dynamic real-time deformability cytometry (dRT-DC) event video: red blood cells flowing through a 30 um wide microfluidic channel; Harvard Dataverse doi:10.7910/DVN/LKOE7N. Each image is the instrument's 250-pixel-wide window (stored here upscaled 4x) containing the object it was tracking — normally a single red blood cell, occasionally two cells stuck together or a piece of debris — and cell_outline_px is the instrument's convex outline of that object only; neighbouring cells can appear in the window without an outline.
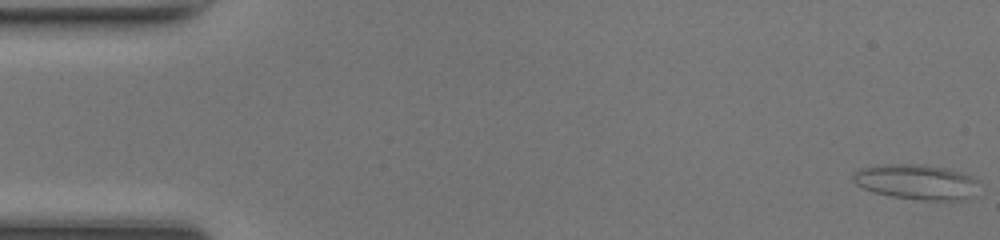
{"species": "common noctule bat (a hibernating species)", "species_latin": "Nyctalus noctula", "temperature_condition": "room temperature", "stored_images_in_passage": 48, "segment_of_instrument_passage": [1, 2], "camera_frame_rate_fps": 3000, "um_per_image_px": 0.085, "animal": {"sex": "female", "body_mass_g": 17.0, "forearm_length_mm": 48.0}, "frame": {"image": 1, "passage_image": 1, "time_ms": 0.0, "image_size_px": [1000, 240], "cell_outline_px": [[980, 180], [976, 196], [960, 200], [924, 200], [892, 196], [872, 192], [856, 184], [852, 180], [852, 172], [860, 168], [876, 164], [924, 164], [944, 168], [960, 172], [972, 176]], "centroid_in_image_um": [77.91, 15.45], "position_along_channel_um": 7.1, "area_um2": 26.24}}
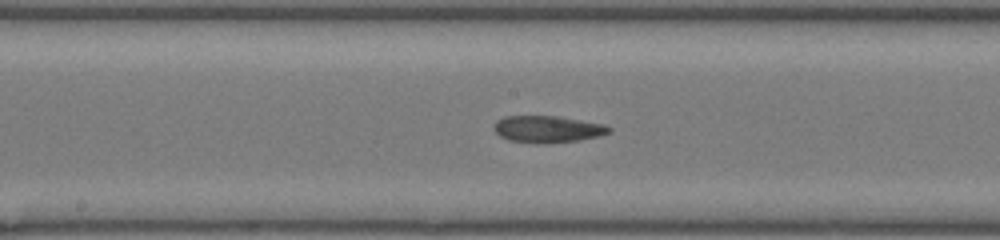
{"frame": {"image": 2, "passage_image": 25, "time_ms": 8.0, "image_size_px": [1000, 240], "cell_outline_px": [[612, 132], [600, 136], [580, 140], [536, 144], [508, 140], [500, 136], [492, 128], [496, 120], [504, 116], [556, 116], [604, 124], [612, 128]], "centroid_in_image_um": [46.53, 10.98], "position_along_channel_um": 201.7, "area_um2": 18.15}}
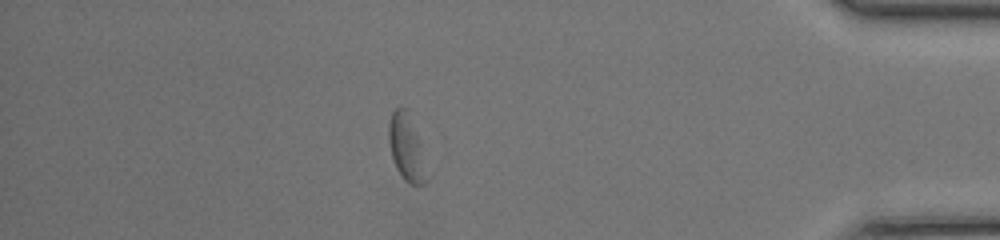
{"frame": {"image": 3, "passage_image": 42, "time_ms": 13.667, "image_size_px": [1000, 240], "cell_outline_px": [[428, 180], [424, 184], [408, 184], [404, 180], [396, 168], [392, 156], [388, 140], [388, 124], [392, 112], [400, 104], [408, 108], [416, 136]], "centroid_in_image_um": [34.49, 12.51], "position_along_channel_um": 400.7, "area_um2": 14.28}}